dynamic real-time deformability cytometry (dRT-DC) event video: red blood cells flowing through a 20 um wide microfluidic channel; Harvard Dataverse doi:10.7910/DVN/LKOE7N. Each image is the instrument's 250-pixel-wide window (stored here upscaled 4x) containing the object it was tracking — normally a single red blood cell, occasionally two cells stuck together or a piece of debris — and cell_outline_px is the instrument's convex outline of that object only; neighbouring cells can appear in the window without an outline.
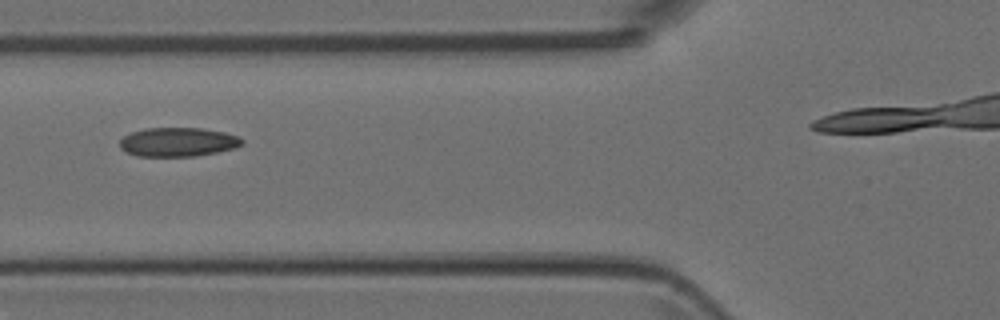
{"species": "Egyptian fruit bat (a non-hibernating species)", "species_latin": "Rousettus aegyptiacus", "temperature_condition": "room temperature", "stored_images_in_passage": 5, "camera_frame_rate_fps": 3000, "um_per_image_px": 0.085, "animal": {"sex": "female"}, "frame": {"image": 1, "passage_image": 4, "time_ms": 3.667, "image_size_px": [1000, 320], "cell_outline_px": [[244, 144], [236, 148], [196, 156], [136, 156], [124, 152], [120, 148], [120, 140], [124, 136], [132, 132], [144, 128], [200, 128], [224, 132], [236, 136], [244, 140]], "centroid_in_image_um": [15.11, 12.08], "position_along_channel_um": 110.7, "area_um2": 20.75}}